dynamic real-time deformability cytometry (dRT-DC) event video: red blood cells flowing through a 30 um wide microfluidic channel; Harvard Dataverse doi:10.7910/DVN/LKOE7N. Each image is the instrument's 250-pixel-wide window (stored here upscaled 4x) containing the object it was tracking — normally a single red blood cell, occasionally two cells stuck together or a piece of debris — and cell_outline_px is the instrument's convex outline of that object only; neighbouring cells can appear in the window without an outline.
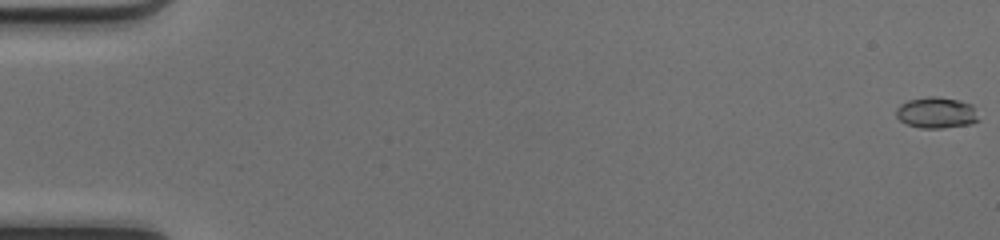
{"species": "common noctule bat (a hibernating species)", "species_latin": "Nyctalus noctula", "temperature_condition": "cold", "stored_images_in_passage": 10, "camera_frame_rate_fps": 3000, "um_per_image_px": 0.085, "animal": {"sex": "female", "body_mass_g": 17.0, "forearm_length_mm": 48.0}, "frame": {"image": 1, "passage_image": 1, "time_ms": 0.0, "image_size_px": [1000, 240], "cell_outline_px": [[980, 120], [972, 124], [944, 128], [920, 128], [904, 124], [896, 116], [896, 108], [900, 104], [908, 100], [928, 96], [936, 96], [960, 100], [972, 104]], "centroid_in_image_um": [79.6, 9.58], "position_along_channel_um": 5.4, "area_um2": 15.26}}